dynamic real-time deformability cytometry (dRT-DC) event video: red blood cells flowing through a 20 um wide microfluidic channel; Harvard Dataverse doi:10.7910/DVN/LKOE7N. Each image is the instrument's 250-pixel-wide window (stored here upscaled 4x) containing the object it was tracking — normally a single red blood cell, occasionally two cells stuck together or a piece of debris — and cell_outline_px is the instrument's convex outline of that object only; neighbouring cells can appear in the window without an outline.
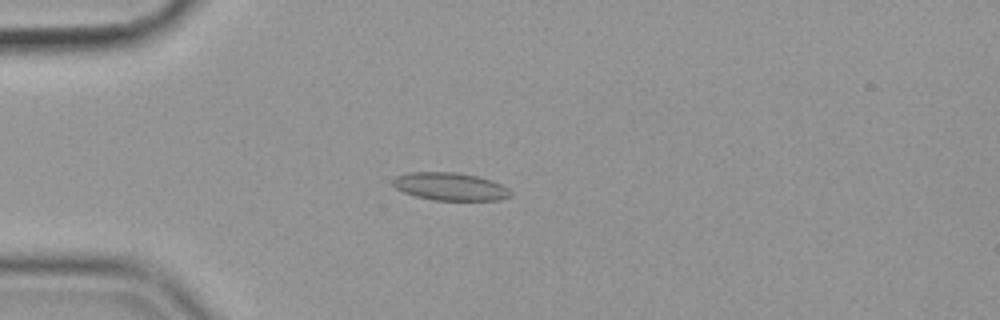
{"species": "common noctule bat (a hibernating species)", "species_latin": "Nyctalus noctula", "temperature_condition": "cold", "stored_images_in_passage": 56, "camera_frame_rate_fps": 3000, "um_per_image_px": 0.085, "animal": {"sex": "female", "body_mass_g": 19.9}, "frame": {"image": 1, "passage_image": 15, "time_ms": 4.667, "image_size_px": [1000, 320], "cell_outline_px": [[512, 196], [500, 200], [432, 200], [416, 196], [404, 192], [396, 188], [392, 184], [392, 180], [396, 176], [412, 172], [456, 172], [476, 176], [492, 180], [508, 188], [512, 192]], "centroid_in_image_um": [38.28, 15.86], "position_along_channel_um": 46.7, "area_um2": 19.07}}
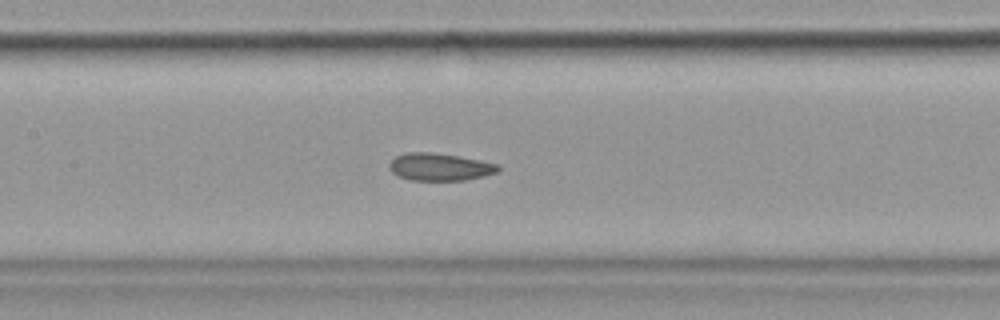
{"frame": {"image": 2, "passage_image": 27, "time_ms": 8.667, "image_size_px": [1000, 320], "cell_outline_px": [[500, 172], [468, 180], [412, 180], [396, 176], [388, 168], [388, 164], [396, 156], [408, 152], [432, 152], [460, 156], [480, 160], [496, 164], [500, 168]], "centroid_in_image_um": [37.38, 14.19], "position_along_channel_um": 170.0, "area_um2": 17.57}}
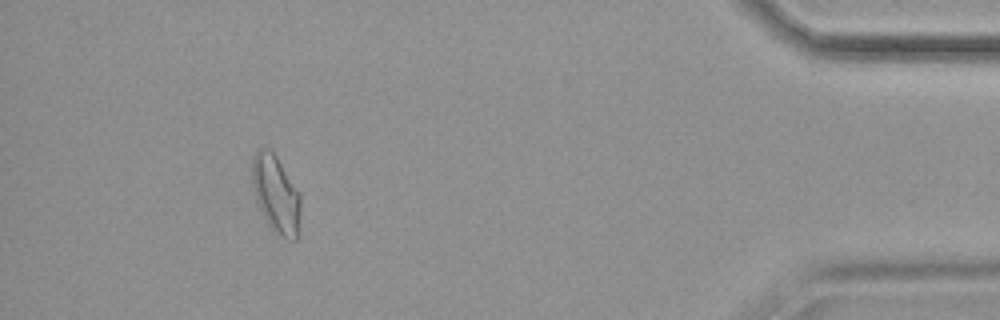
{"frame": {"image": 3, "passage_image": 52, "time_ms": 17.0, "image_size_px": [1000, 320], "cell_outline_px": [[300, 212], [296, 240], [288, 240], [272, 232], [264, 220], [256, 200], [252, 184], [252, 156], [256, 148], [268, 148], [276, 156], [300, 192]], "centroid_in_image_um": [23.43, 16.51], "position_along_channel_um": 411.8, "area_um2": 22.25}, "authors_computed_cell_mechanics": {"area_um2": 18.5827, "velocity_mm_per_s": 3.5542, "shape_relaxation_time_tau1_ms": null, "shape_relaxation_time_tau2_ms": 2.6743, "deformation_change_tau1": null, "deformation_change_tau2": 0.0979}}